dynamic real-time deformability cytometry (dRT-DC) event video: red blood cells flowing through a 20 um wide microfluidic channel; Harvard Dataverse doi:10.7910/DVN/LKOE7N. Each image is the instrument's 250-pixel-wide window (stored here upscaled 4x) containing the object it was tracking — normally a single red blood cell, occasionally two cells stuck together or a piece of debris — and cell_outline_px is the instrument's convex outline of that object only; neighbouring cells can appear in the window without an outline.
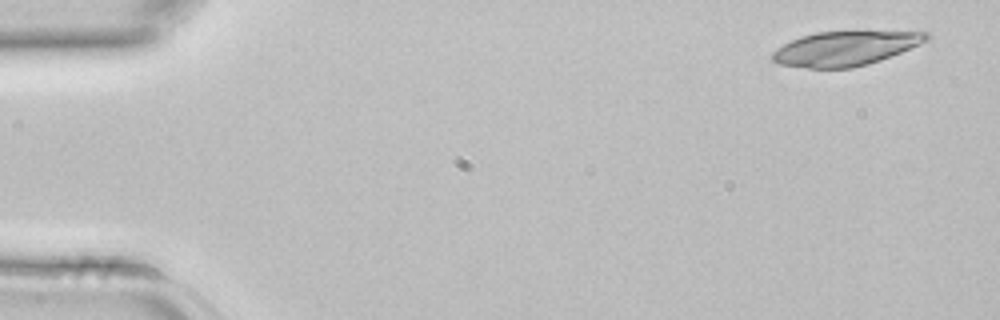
{"species": "common noctule bat (a hibernating species)", "species_latin": "Nyctalus noctula", "temperature_condition": "room temperature", "stored_images_in_passage": 3, "camera_frame_rate_fps": 3000, "um_per_image_px": 0.085, "animal": {"sex": "female", "body_mass_g": 22.7, "forearm_length_mm": 54.2}, "frame": {"image": 1, "passage_image": 1, "time_ms": 0.0, "image_size_px": [1000, 320], "cell_outline_px": [[928, 40], [900, 52], [880, 60], [868, 64], [852, 68], [808, 68], [776, 64], [772, 60], [772, 52], [784, 44], [800, 36], [816, 32], [928, 32]], "centroid_in_image_um": [71.78, 4.13], "position_along_channel_um": 13.2, "area_um2": 30.46}}